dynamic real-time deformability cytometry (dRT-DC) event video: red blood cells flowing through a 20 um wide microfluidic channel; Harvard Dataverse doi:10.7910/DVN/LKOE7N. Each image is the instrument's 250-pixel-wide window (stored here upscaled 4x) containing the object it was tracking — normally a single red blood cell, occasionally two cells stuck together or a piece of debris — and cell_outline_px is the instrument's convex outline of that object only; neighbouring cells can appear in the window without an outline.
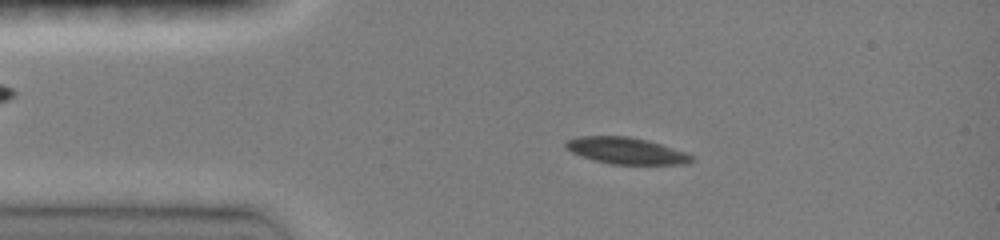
{"species": "common noctule bat (a hibernating species)", "species_latin": "Nyctalus noctula", "temperature_condition": "room temperature", "stored_images_in_passage": 6, "camera_frame_rate_fps": 3000, "um_per_image_px": 0.085, "animal": {"sex": "female", "body_mass_g": 19.0, "forearm_length_mm": 51.5}, "frame": {"image": 1, "passage_image": 4, "time_ms": 2.0, "image_size_px": [1000, 240], "cell_outline_px": [[696, 160], [688, 164], [612, 164], [596, 160], [572, 152], [564, 144], [564, 140], [580, 136], [628, 136], [648, 140], [684, 152], [692, 156]], "centroid_in_image_um": [53.24, 12.8], "position_along_channel_um": 31.8, "area_um2": 19.25}}